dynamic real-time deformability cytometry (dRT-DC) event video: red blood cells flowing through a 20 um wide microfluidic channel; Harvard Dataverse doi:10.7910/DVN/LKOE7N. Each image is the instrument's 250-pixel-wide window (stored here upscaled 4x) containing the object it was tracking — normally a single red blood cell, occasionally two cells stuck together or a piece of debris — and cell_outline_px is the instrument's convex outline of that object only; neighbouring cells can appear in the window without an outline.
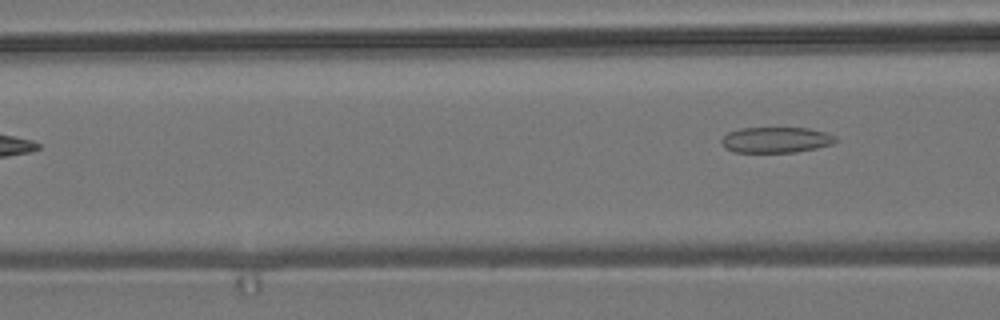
{"species": "common noctule bat (a hibernating species)", "species_latin": "Nyctalus noctula", "temperature_condition": "room temperature", "stored_images_in_passage": 3, "camera_frame_rate_fps": 3000, "um_per_image_px": 0.085, "animal": {"sex": "male", "body_mass_g": 19.2, "forearm_length_mm": 51.8}, "frame": {"image": 1, "passage_image": 3, "time_ms": 2.333, "image_size_px": [1000, 320], "cell_outline_px": [[840, 140], [832, 144], [816, 148], [796, 152], [732, 152], [724, 148], [720, 140], [728, 132], [740, 128], [808, 128], [828, 132], [836, 136]], "centroid_in_image_um": [65.98, 11.89], "position_along_channel_um": 100.6, "area_um2": 17.34}}